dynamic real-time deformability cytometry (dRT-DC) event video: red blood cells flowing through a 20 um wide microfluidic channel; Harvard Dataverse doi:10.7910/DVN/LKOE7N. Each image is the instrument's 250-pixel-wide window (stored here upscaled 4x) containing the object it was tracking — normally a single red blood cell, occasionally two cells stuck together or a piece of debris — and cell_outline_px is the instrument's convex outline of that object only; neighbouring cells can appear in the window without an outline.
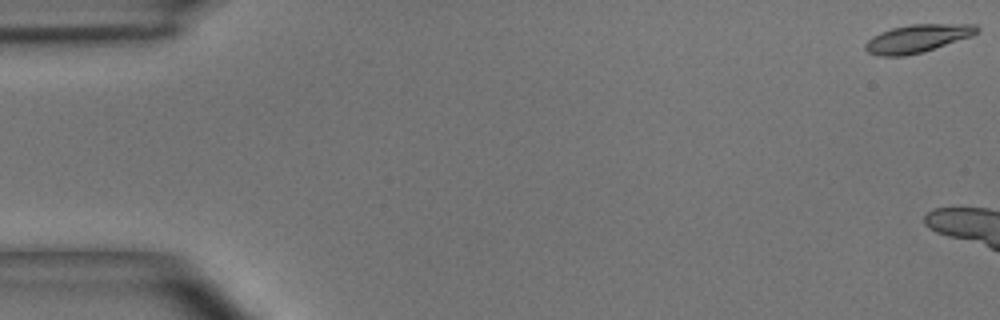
{"species": "common noctule bat (a hibernating species)", "species_latin": "Nyctalus noctula", "temperature_condition": "room temperature", "stored_images_in_passage": 15, "camera_frame_rate_fps": 3000, "um_per_image_px": 0.085, "animal": {"sex": "male", "body_mass_g": 15.6}, "frame": {"image": 1, "passage_image": 1, "time_ms": 0.0, "image_size_px": [1000, 320], "cell_outline_px": [[980, 32], [972, 36], [920, 52], [904, 56], [880, 56], [868, 52], [864, 48], [864, 44], [872, 36], [880, 32], [892, 28], [912, 24], [976, 24], [980, 28]], "centroid_in_image_um": [77.98, 3.26], "position_along_channel_um": 7.0, "area_um2": 18.09}}
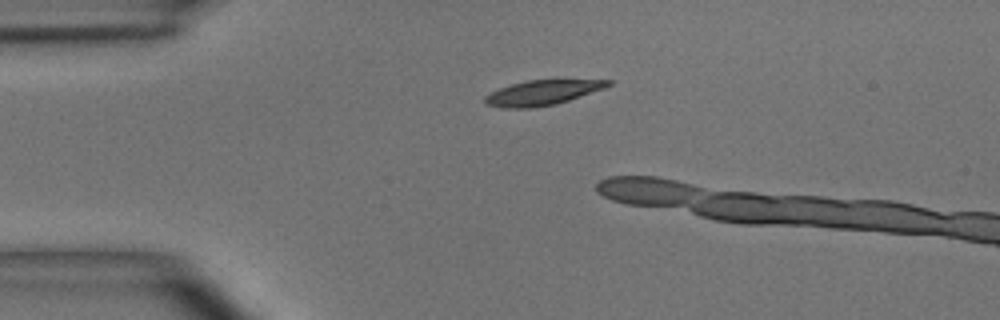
{"frame": {"image": 2, "passage_image": 12, "time_ms": 3.667, "image_size_px": [1000, 320], "cell_outline_px": [[612, 84], [604, 88], [556, 104], [532, 108], [504, 108], [484, 104], [484, 96], [500, 88], [512, 84], [528, 80], [556, 76], [612, 80]], "centroid_in_image_um": [46.19, 7.81], "position_along_channel_um": 38.8, "area_um2": 18.9}}